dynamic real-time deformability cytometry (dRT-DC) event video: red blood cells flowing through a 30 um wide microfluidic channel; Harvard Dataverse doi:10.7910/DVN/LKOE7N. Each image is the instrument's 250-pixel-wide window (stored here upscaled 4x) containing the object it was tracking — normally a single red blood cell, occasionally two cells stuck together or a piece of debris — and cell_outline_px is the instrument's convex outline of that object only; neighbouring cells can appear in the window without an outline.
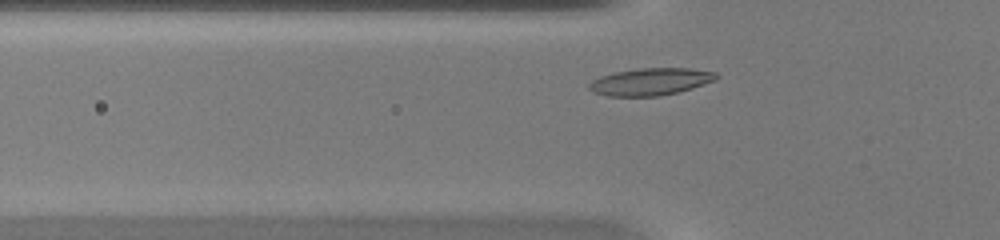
{"species": "common noctule bat (a hibernating species)", "species_latin": "Nyctalus noctula", "temperature_condition": "warm", "stored_images_in_passage": 34, "camera_frame_rate_fps": 3000, "um_per_image_px": 0.085, "animal": {"sex": "female", "body_mass_g": 20.0, "forearm_length_mm": 54.0}, "frame": {"image": 1, "passage_image": 5, "time_ms": 1.333, "image_size_px": [1000, 240], "cell_outline_px": [[720, 76], [716, 80], [692, 88], [660, 96], [608, 96], [592, 92], [588, 88], [588, 84], [592, 80], [600, 76], [616, 72], [636, 68], [688, 68], [716, 72]], "centroid_in_image_um": [55.29, 6.94], "position_along_channel_um": 70.5, "area_um2": 20.23}}
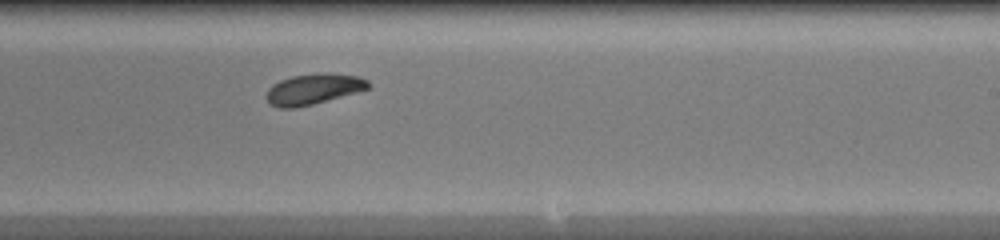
{"frame": {"image": 2, "passage_image": 19, "time_ms": 6.0, "image_size_px": [1000, 240], "cell_outline_px": [[372, 84], [368, 88], [356, 92], [312, 104], [296, 108], [280, 108], [268, 104], [264, 96], [268, 88], [272, 84], [280, 80], [292, 76], [324, 72], [360, 76], [368, 80]], "centroid_in_image_um": [26.6, 7.57], "position_along_channel_um": 262.4, "area_um2": 18.38}}
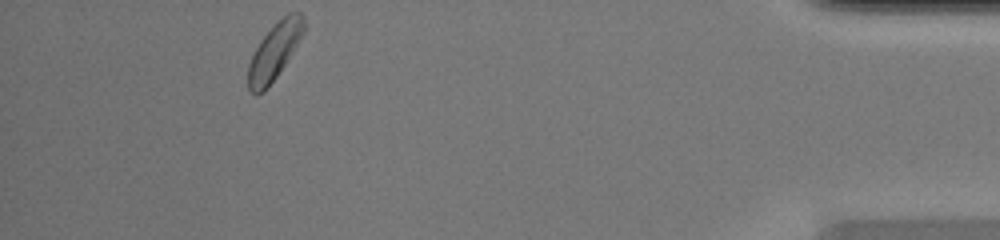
{"frame": {"image": 3, "passage_image": 34, "time_ms": 11.0, "image_size_px": [1000, 240], "cell_outline_px": [[304, 32], [292, 52], [276, 76], [264, 92], [256, 96], [248, 88], [248, 64], [260, 40], [288, 12], [300, 12], [304, 16]], "centroid_in_image_um": [23.32, 4.38], "position_along_channel_um": 411.9, "area_um2": 17.86}, "authors_computed_cell_mechanics": {"area_um2": 18.3226, "velocity_mm_per_s": 4.1216, "shape_relaxation_time_tau1_ms": 2.6478, "shape_relaxation_time_tau2_ms": null, "deformation_change_tau1": 0.1384, "deformation_change_tau2": null}}